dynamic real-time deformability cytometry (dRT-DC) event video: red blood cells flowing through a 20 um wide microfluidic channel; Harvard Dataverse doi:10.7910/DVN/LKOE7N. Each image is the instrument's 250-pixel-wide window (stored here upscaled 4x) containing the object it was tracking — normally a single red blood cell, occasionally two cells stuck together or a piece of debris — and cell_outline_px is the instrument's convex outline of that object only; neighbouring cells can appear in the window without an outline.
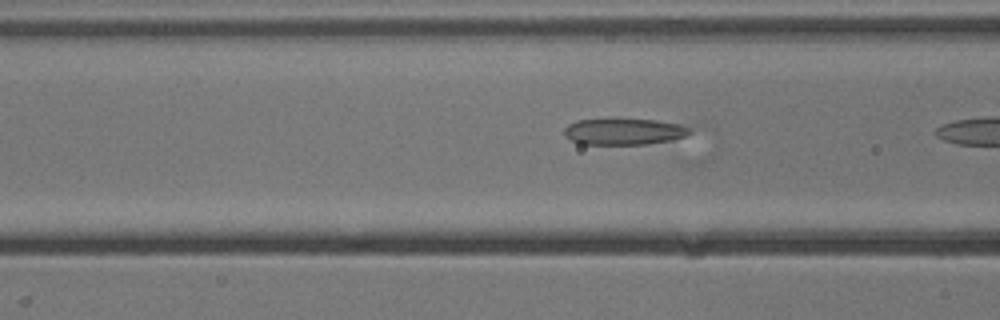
{"species": "common noctule bat (a hibernating species)", "species_latin": "Nyctalus noctula", "temperature_condition": "cold", "stored_images_in_passage": 7, "camera_frame_rate_fps": 3000, "um_per_image_px": 0.085, "animal": {"sex": "male", "body_mass_g": 13.3}, "frame": {"image": 1, "passage_image": 5, "time_ms": 1.333, "image_size_px": [1000, 320], "cell_outline_px": [[692, 132], [684, 136], [672, 140], [648, 144], [580, 144], [564, 136], [564, 128], [568, 124], [576, 120], [656, 120], [680, 124], [692, 128]], "centroid_in_image_um": [53.05, 11.2], "position_along_channel_um": 113.6, "area_um2": 19.13}}